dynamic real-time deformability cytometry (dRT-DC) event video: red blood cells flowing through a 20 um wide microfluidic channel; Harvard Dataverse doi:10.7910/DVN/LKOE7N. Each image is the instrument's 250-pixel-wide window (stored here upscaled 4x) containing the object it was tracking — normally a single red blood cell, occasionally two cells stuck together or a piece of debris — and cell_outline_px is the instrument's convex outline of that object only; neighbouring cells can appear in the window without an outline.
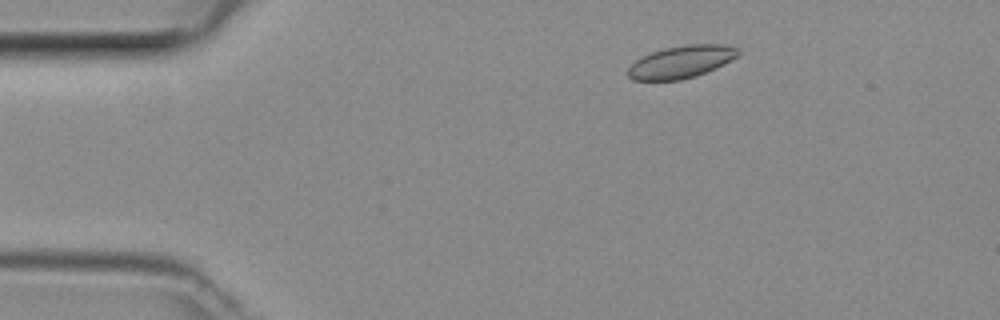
{"species": "common noctule bat (a hibernating species)", "species_latin": "Nyctalus noctula", "temperature_condition": "room temperature", "stored_images_in_passage": 44, "camera_frame_rate_fps": 3000, "um_per_image_px": 0.085, "animal": {"sex": "female", "body_mass_g": 29.2, "forearm_length_mm": 56.3}, "frame": {"image": 1, "passage_image": 4, "time_ms": 1.0, "image_size_px": [1000, 320], "cell_outline_px": [[740, 52], [736, 56], [724, 64], [716, 68], [696, 76], [680, 80], [632, 80], [628, 76], [628, 68], [636, 60], [652, 52], [664, 48], [684, 44], [724, 44], [740, 48]], "centroid_in_image_um": [57.92, 5.25], "position_along_channel_um": 27.1, "area_um2": 20.81}}
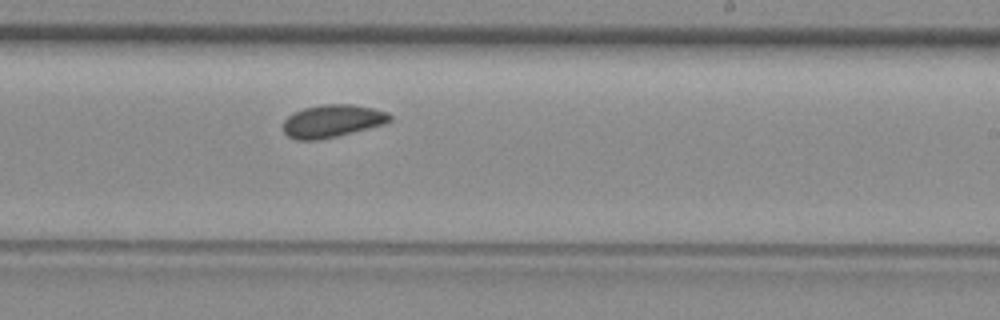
{"frame": {"image": 2, "passage_image": 25, "time_ms": 8.0, "image_size_px": [1000, 320], "cell_outline_px": [[392, 120], [384, 124], [320, 140], [296, 140], [288, 136], [284, 132], [284, 120], [292, 112], [304, 108], [324, 104], [352, 104], [372, 108], [388, 112], [392, 116]], "centroid_in_image_um": [28.24, 10.28], "position_along_channel_um": 260.8, "area_um2": 20.29}}
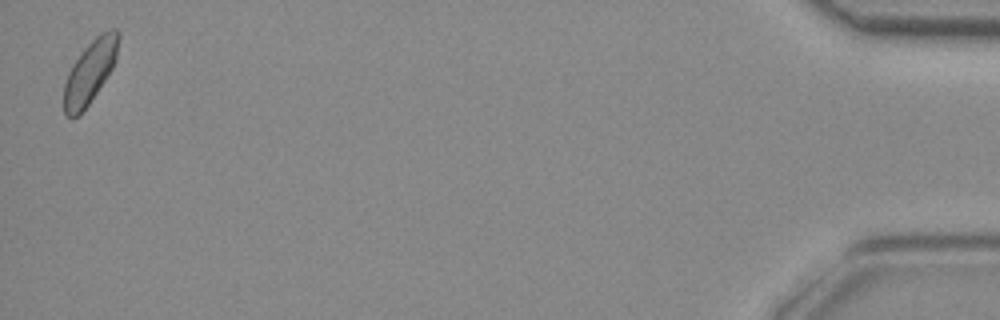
{"frame": {"image": 3, "passage_image": 44, "time_ms": 14.333, "image_size_px": [1000, 320], "cell_outline_px": [[120, 36], [116, 60], [108, 76], [88, 104], [76, 116], [68, 116], [64, 112], [64, 84], [68, 72], [72, 64], [84, 48], [100, 32], [112, 28], [116, 28], [120, 32]], "centroid_in_image_um": [7.68, 6.03], "position_along_channel_um": 427.5, "area_um2": 19.88}}